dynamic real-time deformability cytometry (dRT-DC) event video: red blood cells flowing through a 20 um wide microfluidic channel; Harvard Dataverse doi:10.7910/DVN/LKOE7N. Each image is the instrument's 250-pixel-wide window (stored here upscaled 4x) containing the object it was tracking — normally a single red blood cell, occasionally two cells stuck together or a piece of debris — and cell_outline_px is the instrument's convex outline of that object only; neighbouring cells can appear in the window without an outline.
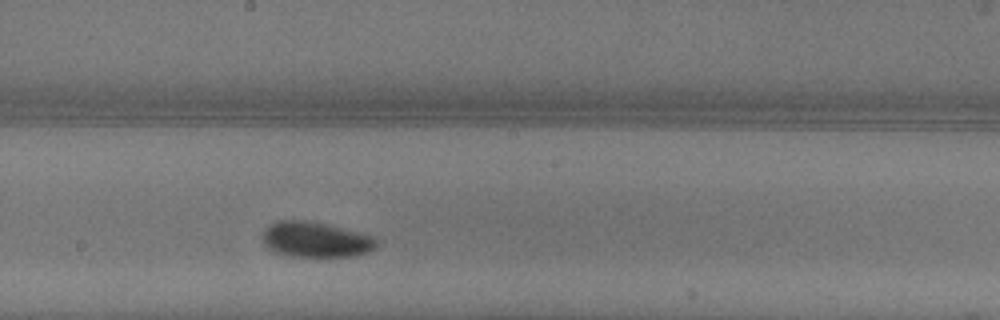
{"species": "common noctule bat (a hibernating species)", "species_latin": "Nyctalus noctula", "temperature_condition": "warm", "stored_images_in_passage": 32, "camera_frame_rate_fps": 3000, "um_per_image_px": 0.085, "animal": {"sex": "female"}, "frame": {"image": 1, "passage_image": 14, "time_ms": 4.333, "image_size_px": [1000, 320], "cell_outline_px": [[376, 248], [368, 252], [356, 256], [288, 256], [276, 252], [268, 248], [264, 244], [264, 228], [268, 224], [276, 220], [304, 220], [328, 224], [376, 236]], "centroid_in_image_um": [26.85, 20.35], "position_along_channel_um": 221.4, "area_um2": 23.7}}
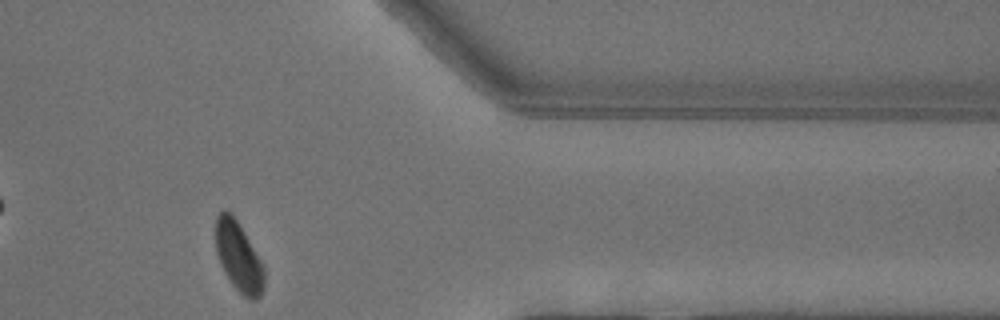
{"frame": {"image": 2, "passage_image": 28, "time_ms": 9.0, "image_size_px": [1000, 320], "cell_outline_px": [[264, 288], [260, 296], [256, 300], [252, 300], [244, 296], [232, 284], [224, 272], [220, 264], [216, 252], [216, 216], [224, 208], [232, 212], [264, 264]], "centroid_in_image_um": [20.29, 21.8], "position_along_channel_um": 391.1, "area_um2": 19.94}, "authors_computed_cell_mechanics": {"area_um2": 22.2819, "velocity_mm_per_s": 4.0115, "shape_relaxation_time_tau1_ms": 2.2963, "shape_relaxation_time_tau2_ms": null, "deformation_change_tau1": 0.1051, "deformation_change_tau2": null}}